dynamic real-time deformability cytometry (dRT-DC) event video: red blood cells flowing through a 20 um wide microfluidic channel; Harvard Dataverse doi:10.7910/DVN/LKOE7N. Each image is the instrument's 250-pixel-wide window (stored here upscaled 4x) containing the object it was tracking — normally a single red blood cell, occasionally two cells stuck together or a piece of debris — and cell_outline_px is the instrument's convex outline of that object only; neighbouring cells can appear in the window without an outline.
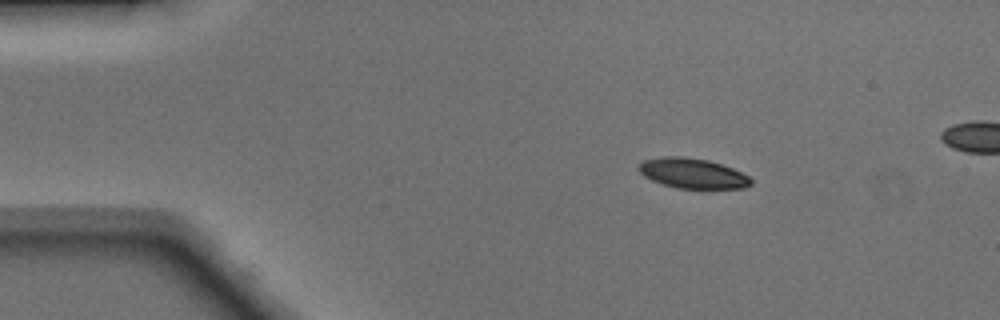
{"species": "Egyptian fruit bat (a non-hibernating species)", "species_latin": "Rousettus aegyptiacus", "temperature_condition": "warm", "stored_images_in_passage": 14, "camera_frame_rate_fps": 3000, "um_per_image_px": 0.085, "animal": {"sex": "male"}, "frame": {"image": 1, "passage_image": 7, "time_ms": 2.0, "image_size_px": [1000, 320], "cell_outline_px": [[752, 184], [744, 188], [676, 188], [652, 180], [644, 176], [636, 168], [644, 160], [664, 156], [684, 156], [708, 160], [732, 168], [748, 176], [752, 180]], "centroid_in_image_um": [58.86, 14.72], "position_along_channel_um": 26.1, "area_um2": 19.54}}